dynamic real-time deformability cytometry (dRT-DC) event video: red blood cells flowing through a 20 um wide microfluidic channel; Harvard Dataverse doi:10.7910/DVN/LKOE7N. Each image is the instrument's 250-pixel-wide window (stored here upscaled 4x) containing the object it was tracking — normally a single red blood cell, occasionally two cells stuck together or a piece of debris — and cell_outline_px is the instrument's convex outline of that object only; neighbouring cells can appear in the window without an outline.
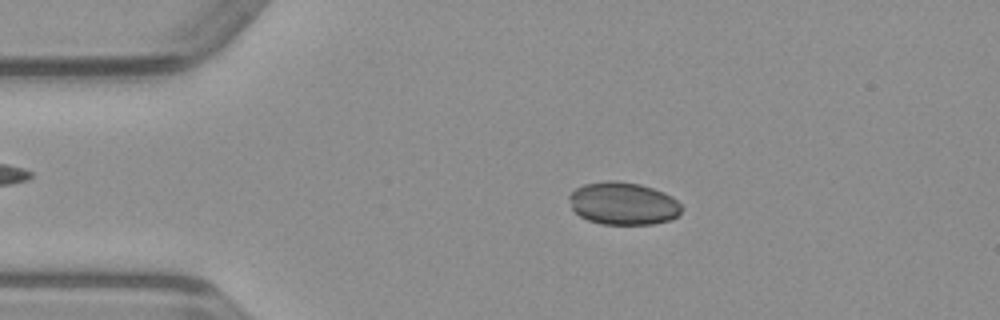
{"species": "common noctule bat (a hibernating species)", "species_latin": "Nyctalus noctula", "temperature_condition": "warm", "stored_images_in_passage": 49, "camera_frame_rate_fps": 3000, "um_per_image_px": 0.085, "animal": {"sex": "male", "body_mass_g": 23.1, "forearm_length_mm": 52.7}, "frame": {"image": 1, "passage_image": 9, "time_ms": 2.667, "image_size_px": [1000, 320], "cell_outline_px": [[684, 208], [672, 220], [652, 224], [600, 224], [588, 220], [580, 216], [572, 208], [568, 196], [576, 188], [584, 184], [608, 180], [616, 180], [640, 184], [664, 192], [672, 196]], "centroid_in_image_um": [52.98, 17.29], "position_along_channel_um": 32.0, "area_um2": 28.03}}
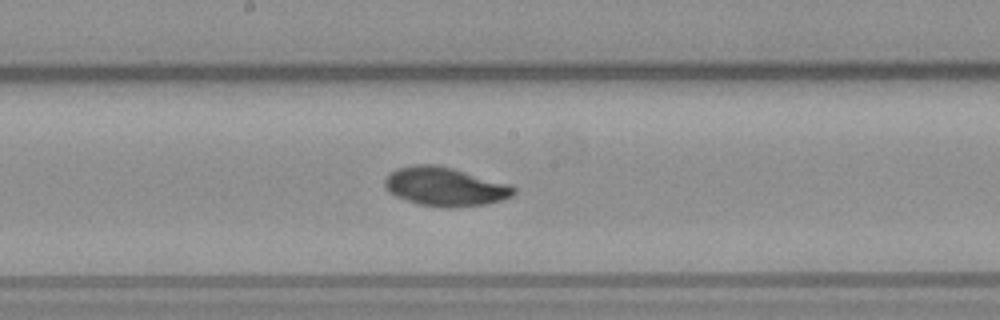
{"frame": {"image": 2, "passage_image": 25, "time_ms": 8.0, "image_size_px": [1000, 320], "cell_outline_px": [[516, 192], [512, 196], [488, 204], [448, 208], [444, 208], [420, 204], [396, 196], [384, 184], [384, 180], [396, 168], [412, 164], [436, 164], [452, 168], [512, 184], [516, 188]], "centroid_in_image_um": [37.88, 15.85], "position_along_channel_um": 210.3, "area_um2": 29.13}}
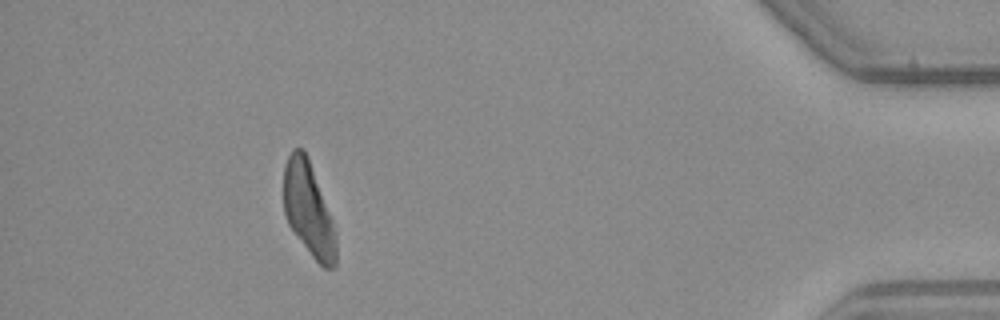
{"frame": {"image": 3, "passage_image": 44, "time_ms": 14.333, "image_size_px": [1000, 320], "cell_outline_px": [[336, 264], [332, 268], [324, 268], [312, 256], [288, 224], [284, 212], [284, 168], [288, 156], [292, 148], [304, 148], [308, 156], [328, 212], [336, 236]], "centroid_in_image_um": [26.2, 17.77], "position_along_channel_um": 409.0, "area_um2": 27.98}}